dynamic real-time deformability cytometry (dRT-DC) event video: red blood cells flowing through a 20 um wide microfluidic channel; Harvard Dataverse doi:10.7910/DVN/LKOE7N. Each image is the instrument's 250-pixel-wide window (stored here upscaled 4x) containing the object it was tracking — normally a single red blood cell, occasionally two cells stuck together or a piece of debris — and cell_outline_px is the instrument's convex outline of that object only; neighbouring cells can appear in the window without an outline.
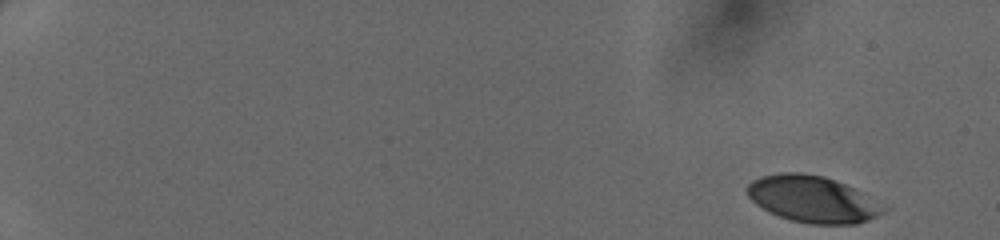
{"species": "human", "species_latin": "Homo sapiens", "temperature_condition": "cold", "stored_images_in_passage": 47, "camera_frame_rate_fps": 3000, "um_per_image_px": 0.085, "donor": {"sex": "female"}, "frame": {"image": 1, "passage_image": 1, "time_ms": 0.0, "image_size_px": [1000, 240], "cell_outline_px": [[892, 208], [868, 220], [856, 224], [808, 224], [792, 220], [780, 216], [756, 204], [748, 196], [748, 184], [752, 180], [760, 176], [784, 172], [804, 172], [824, 176], [856, 188], [864, 192]], "centroid_in_image_um": [69.16, 16.92], "position_along_channel_um": 15.8, "area_um2": 37.34}}
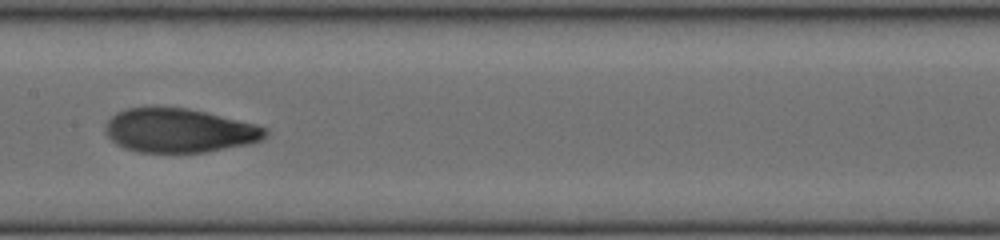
{"frame": {"image": 2, "passage_image": 26, "time_ms": 8.333, "image_size_px": [1000, 240], "cell_outline_px": [[268, 136], [252, 144], [208, 152], [136, 152], [124, 148], [116, 144], [104, 132], [104, 124], [116, 112], [128, 108], [156, 104], [188, 108], [256, 124], [268, 128]], "centroid_in_image_um": [15.22, 11.07], "position_along_channel_um": 192.2, "area_um2": 42.08}}
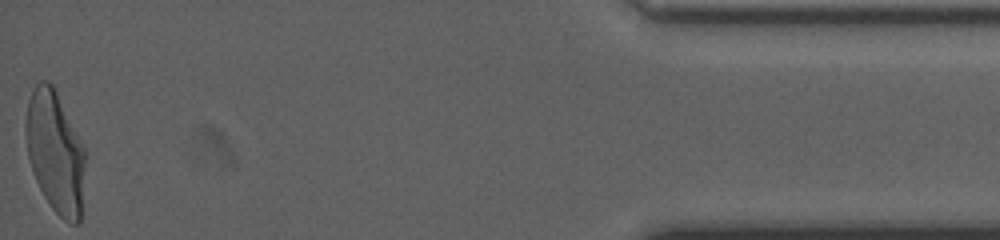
{"frame": {"image": 3, "passage_image": 47, "time_ms": 15.333, "image_size_px": [1000, 240], "cell_outline_px": [[84, 164], [80, 224], [68, 224], [52, 208], [44, 196], [36, 180], [28, 156], [24, 128], [24, 124], [28, 100], [36, 84], [40, 80], [48, 80], [52, 84], [84, 144]], "centroid_in_image_um": [4.68, 12.91], "position_along_channel_um": 430.5, "area_um2": 42.08}}